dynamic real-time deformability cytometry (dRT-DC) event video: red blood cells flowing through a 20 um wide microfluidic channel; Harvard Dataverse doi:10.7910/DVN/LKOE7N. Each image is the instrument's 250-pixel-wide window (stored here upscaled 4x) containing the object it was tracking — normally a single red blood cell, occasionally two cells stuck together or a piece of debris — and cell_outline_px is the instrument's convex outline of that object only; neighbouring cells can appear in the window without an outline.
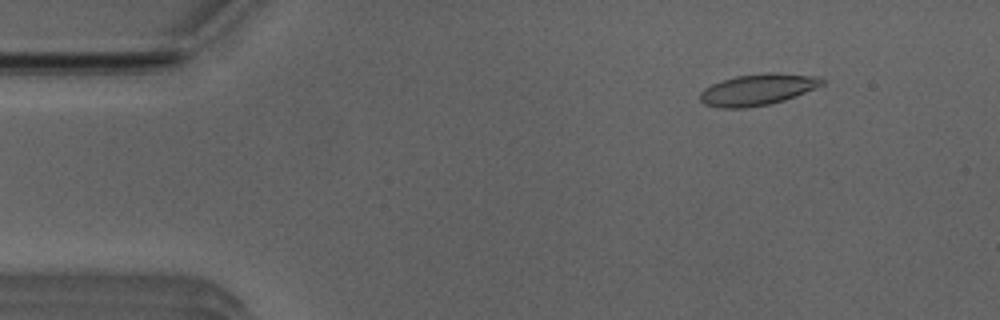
{"species": "Egyptian fruit bat (a non-hibernating species)", "species_latin": "Rousettus aegyptiacus", "temperature_condition": "room temperature", "stored_images_in_passage": 49, "camera_frame_rate_fps": 3000, "um_per_image_px": 0.085, "animal": {"sex": "male"}, "frame": {"image": 1, "passage_image": 5, "time_ms": 1.333, "image_size_px": [1000, 320], "cell_outline_px": [[824, 84], [796, 96], [784, 100], [768, 104], [744, 108], [720, 108], [704, 104], [700, 100], [700, 92], [704, 88], [712, 84], [736, 76], [768, 72], [776, 72], [820, 76], [824, 80]], "centroid_in_image_um": [64.42, 7.6], "position_along_channel_um": 20.6, "area_um2": 22.31}}
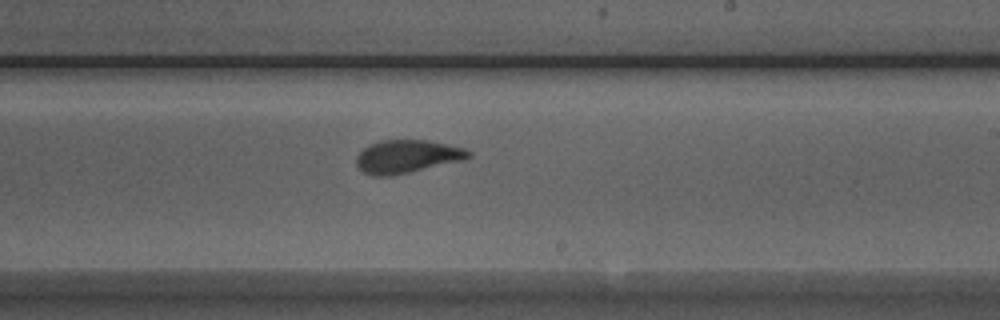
{"frame": {"image": 2, "passage_image": 29, "time_ms": 9.333, "image_size_px": [1000, 320], "cell_outline_px": [[472, 156], [464, 160], [392, 176], [372, 176], [364, 172], [356, 164], [356, 156], [368, 144], [380, 140], [428, 140], [464, 148], [472, 152]], "centroid_in_image_um": [34.6, 13.3], "position_along_channel_um": 254.4, "area_um2": 21.73}}
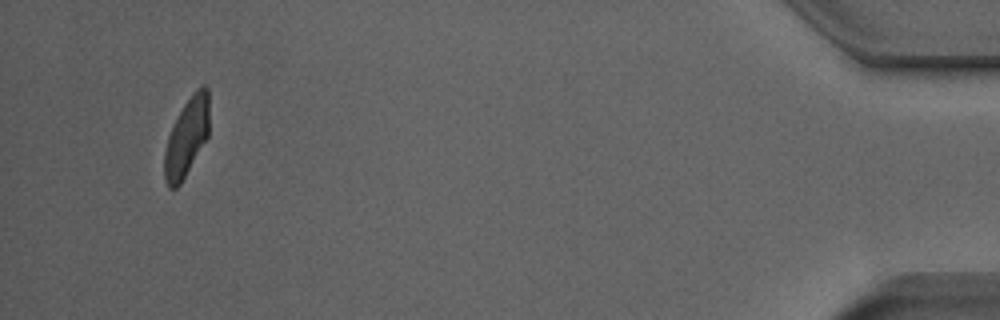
{"frame": {"image": 3, "passage_image": 48, "time_ms": 15.667, "image_size_px": [1000, 320], "cell_outline_px": [[208, 136], [180, 184], [176, 188], [168, 188], [164, 180], [164, 152], [168, 136], [184, 104], [192, 92], [196, 88], [204, 84], [208, 88]], "centroid_in_image_um": [15.86, 11.66], "position_along_channel_um": 419.3, "area_um2": 20.17}}